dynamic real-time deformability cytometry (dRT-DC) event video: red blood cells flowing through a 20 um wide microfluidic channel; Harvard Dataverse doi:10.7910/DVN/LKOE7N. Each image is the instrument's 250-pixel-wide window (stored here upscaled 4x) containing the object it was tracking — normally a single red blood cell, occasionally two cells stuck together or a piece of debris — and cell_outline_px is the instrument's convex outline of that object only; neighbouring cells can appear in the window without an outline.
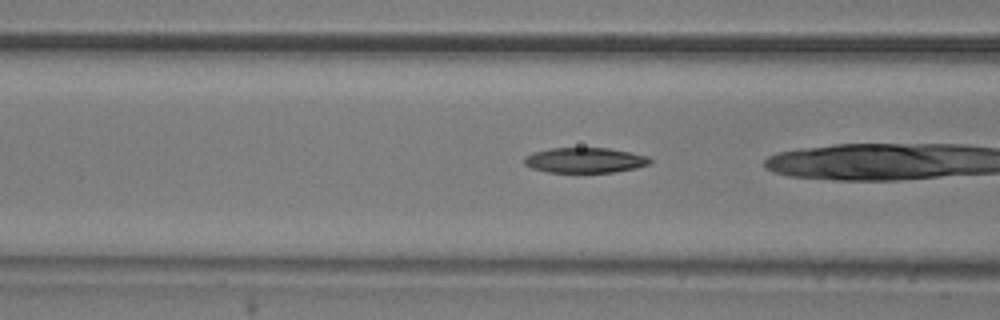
{"species": "common noctule bat (a hibernating species)", "species_latin": "Nyctalus noctula", "temperature_condition": "room temperature", "stored_images_in_passage": 26, "camera_frame_rate_fps": 3000, "um_per_image_px": 0.085, "animal": {"sex": "male", "body_mass_g": 20.5, "forearm_length_mm": 52.5}, "frame": {"image": 1, "passage_image": 17, "time_ms": 5.333, "image_size_px": [1000, 320], "cell_outline_px": [[652, 164], [636, 168], [616, 172], [548, 172], [532, 168], [524, 164], [524, 156], [532, 152], [552, 148], [608, 148], [648, 156], [652, 160]], "centroid_in_image_um": [49.73, 13.62], "position_along_channel_um": 116.9, "area_um2": 18.55}}
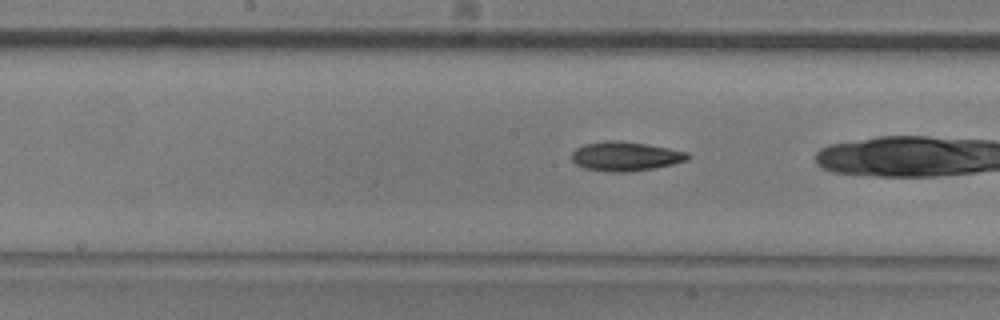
{"frame": {"image": 2, "passage_image": 23, "time_ms": 7.333, "image_size_px": [1000, 320], "cell_outline_px": [[692, 156], [688, 160], [656, 168], [628, 172], [608, 172], [584, 168], [576, 164], [572, 160], [572, 152], [576, 148], [584, 144], [608, 140], [620, 140], [648, 144], [688, 152]], "centroid_in_image_um": [53.18, 13.28], "position_along_channel_um": 195.0, "area_um2": 20.0}}